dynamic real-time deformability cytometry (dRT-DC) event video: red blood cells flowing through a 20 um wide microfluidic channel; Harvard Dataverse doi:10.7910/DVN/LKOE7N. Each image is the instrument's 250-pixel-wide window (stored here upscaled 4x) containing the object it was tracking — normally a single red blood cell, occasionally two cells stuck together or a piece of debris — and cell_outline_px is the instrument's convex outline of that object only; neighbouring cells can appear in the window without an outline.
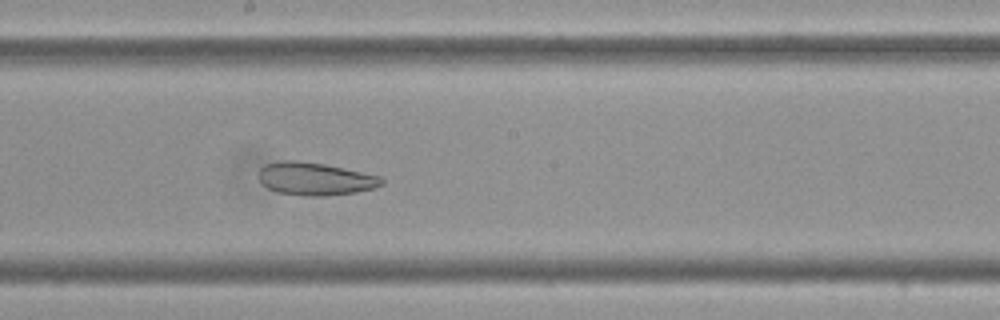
{"species": "Egyptian fruit bat (a non-hibernating species)", "species_latin": "Rousettus aegyptiacus", "temperature_condition": "cold", "stored_images_in_passage": 54, "camera_frame_rate_fps": 3000, "um_per_image_px": 0.085, "frame": {"image": 1, "passage_image": 33, "time_ms": 10.667, "image_size_px": [1000, 320], "cell_outline_px": [[384, 184], [376, 188], [356, 192], [324, 196], [304, 196], [276, 192], [268, 188], [260, 180], [260, 168], [264, 164], [280, 160], [296, 160], [324, 164], [380, 176], [384, 180]], "centroid_in_image_um": [26.79, 15.2], "position_along_channel_um": 221.4, "area_um2": 23.52}}
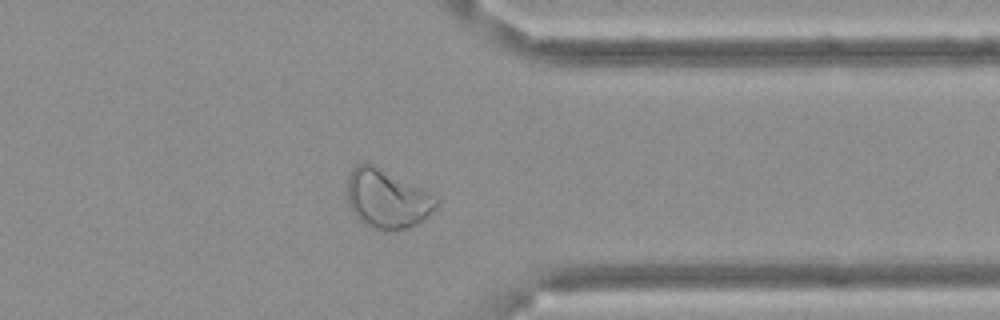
{"frame": {"image": 2, "passage_image": 47, "time_ms": 15.333, "image_size_px": [1000, 320], "cell_outline_px": [[436, 208], [428, 216], [416, 224], [408, 228], [396, 232], [384, 232], [372, 228], [364, 224], [352, 212], [348, 204], [344, 188], [348, 176], [352, 168], [356, 164], [372, 164], [420, 188], [432, 196], [436, 200]], "centroid_in_image_um": [32.8, 16.95], "position_along_channel_um": 378.6, "area_um2": 30.63}}